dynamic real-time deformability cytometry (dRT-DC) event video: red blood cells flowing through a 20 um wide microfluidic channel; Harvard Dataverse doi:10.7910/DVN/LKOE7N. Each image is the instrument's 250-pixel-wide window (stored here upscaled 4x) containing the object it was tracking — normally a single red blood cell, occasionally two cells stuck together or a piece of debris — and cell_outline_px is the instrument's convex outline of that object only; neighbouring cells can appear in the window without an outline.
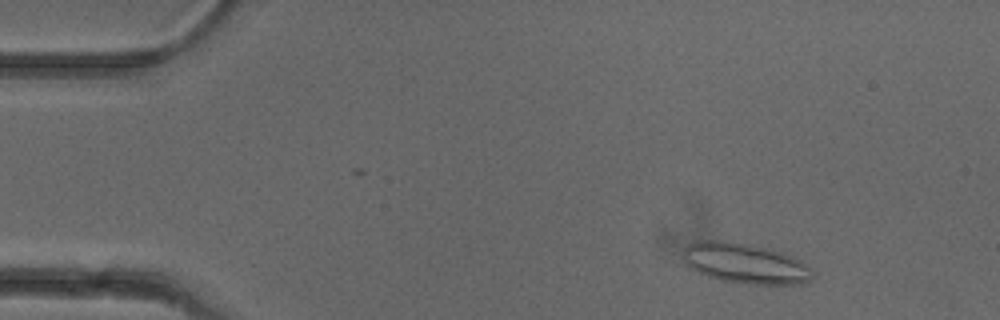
{"species": "common noctule bat (a hibernating species)", "species_latin": "Nyctalus noctula", "temperature_condition": "cold", "stored_images_in_passage": 51, "camera_frame_rate_fps": 3000, "um_per_image_px": 0.085, "animal": {"sex": "female"}, "frame": {"image": 1, "passage_image": 5, "time_ms": 1.333, "image_size_px": [1000, 320], "cell_outline_px": [[816, 276], [812, 280], [800, 284], [752, 284], [720, 280], [708, 276], [692, 268], [680, 256], [684, 248], [688, 244], [696, 240], [720, 240], [768, 248], [784, 252], [800, 260], [812, 268]], "centroid_in_image_um": [63.38, 22.38], "position_along_channel_um": 21.6, "area_um2": 30.58}}
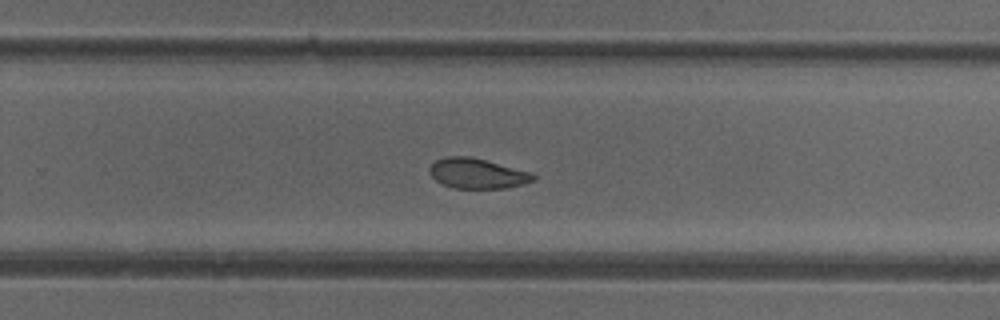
{"frame": {"image": 2, "passage_image": 32, "time_ms": 10.333, "image_size_px": [1000, 320], "cell_outline_px": [[536, 180], [508, 188], [452, 188], [440, 184], [428, 172], [428, 168], [436, 160], [444, 156], [472, 156], [528, 172], [536, 176]], "centroid_in_image_um": [40.51, 14.74], "position_along_channel_um": 289.3, "area_um2": 18.26}}
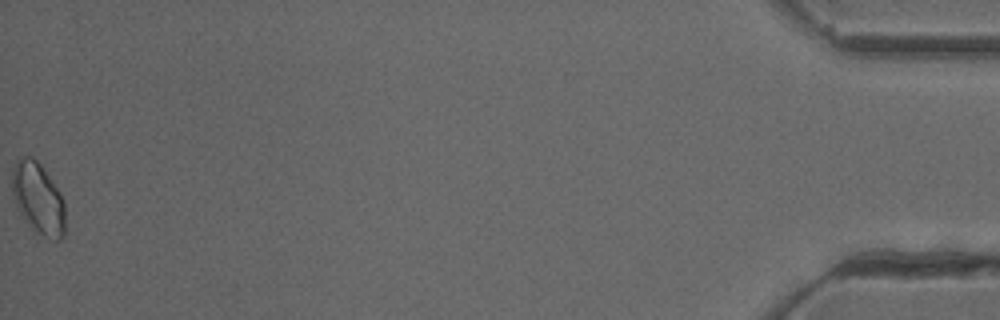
{"frame": {"image": 3, "passage_image": 51, "time_ms": 16.667, "image_size_px": [1000, 320], "cell_outline_px": [[64, 236], [60, 240], [56, 240], [44, 236], [36, 232], [28, 224], [20, 212], [16, 204], [12, 192], [12, 172], [16, 160], [24, 156], [32, 156], [44, 168], [60, 192], [64, 204]], "centroid_in_image_um": [3.24, 16.85], "position_along_channel_um": 432.0, "area_um2": 21.96}, "authors_computed_cell_mechanics": {"area_um2": 19.363, "velocity_mm_per_s": 3.9111, "shape_relaxation_time_tau1_ms": 10.2168, "shape_relaxation_time_tau2_ms": 1.6274, "deformation_change_tau1": 0.2211, "deformation_change_tau2": 0.0602}}